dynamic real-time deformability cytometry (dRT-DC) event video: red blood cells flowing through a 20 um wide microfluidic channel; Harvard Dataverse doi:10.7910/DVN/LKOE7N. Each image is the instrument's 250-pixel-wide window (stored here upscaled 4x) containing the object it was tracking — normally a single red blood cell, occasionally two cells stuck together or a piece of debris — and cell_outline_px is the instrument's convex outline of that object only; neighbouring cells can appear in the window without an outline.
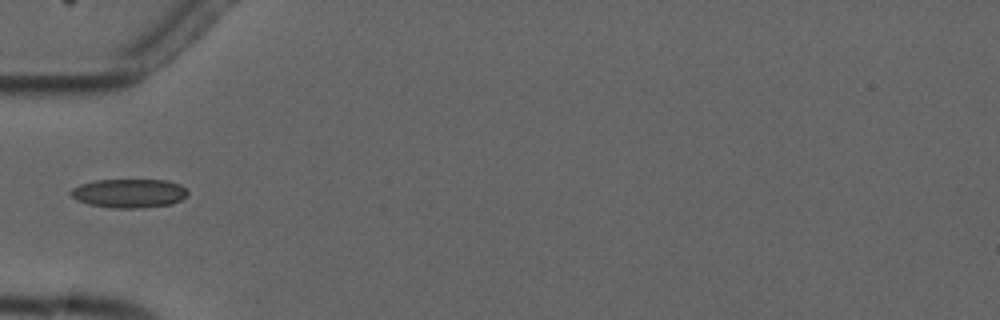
{"species": "common noctule bat (a hibernating species)", "species_latin": "Nyctalus noctula", "temperature_condition": "cold", "stored_images_in_passage": 5, "camera_frame_rate_fps": 3000, "um_per_image_px": 0.085, "animal": {"sex": "male", "forearm_length_mm": 52.5}, "frame": {"image": 1, "passage_image": 5, "time_ms": 4.667, "image_size_px": [1000, 320], "cell_outline_px": [[188, 196], [172, 204], [140, 208], [112, 208], [88, 204], [76, 200], [68, 192], [72, 188], [80, 184], [96, 180], [168, 180], [180, 184], [188, 192]], "centroid_in_image_um": [10.97, 16.43], "position_along_channel_um": 74.0, "area_um2": 19.83}}